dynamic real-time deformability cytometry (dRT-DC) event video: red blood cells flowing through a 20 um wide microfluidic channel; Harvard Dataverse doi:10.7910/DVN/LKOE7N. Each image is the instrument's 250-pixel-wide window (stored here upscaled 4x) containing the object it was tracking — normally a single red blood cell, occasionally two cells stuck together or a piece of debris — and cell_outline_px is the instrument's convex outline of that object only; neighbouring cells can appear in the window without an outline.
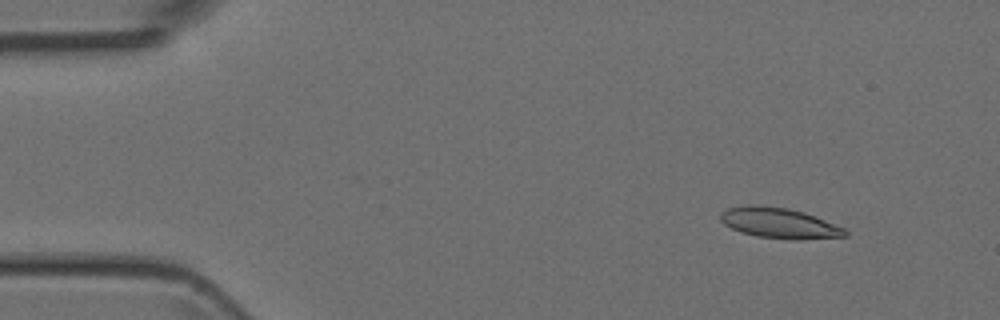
{"species": "Egyptian fruit bat (a non-hibernating species)", "species_latin": "Rousettus aegyptiacus", "temperature_condition": "room temperature", "stored_images_in_passage": 3, "camera_frame_rate_fps": 3000, "um_per_image_px": 0.085, "animal": {"sex": "female"}, "frame": {"image": 1, "passage_image": 1, "time_ms": 0.0, "image_size_px": [1000, 320], "cell_outline_px": [[848, 236], [800, 240], [792, 240], [756, 236], [740, 232], [724, 224], [720, 220], [720, 212], [728, 208], [748, 204], [752, 204], [788, 208], [804, 212], [844, 228], [848, 232]], "centroid_in_image_um": [66.22, 18.96], "position_along_channel_um": 18.8, "area_um2": 22.25}}
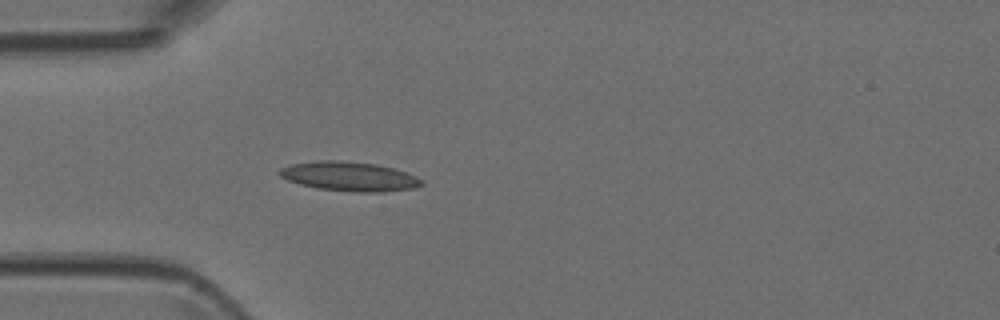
{"frame": {"image": 2, "passage_image": 3, "time_ms": 3.0, "image_size_px": [1000, 320], "cell_outline_px": [[424, 184], [412, 188], [380, 192], [356, 192], [316, 188], [300, 184], [288, 180], [280, 176], [276, 172], [280, 168], [292, 164], [316, 160], [340, 160], [376, 164], [392, 168], [416, 176], [424, 180]], "centroid_in_image_um": [29.66, 14.99], "position_along_channel_um": 55.3, "area_um2": 24.28}}